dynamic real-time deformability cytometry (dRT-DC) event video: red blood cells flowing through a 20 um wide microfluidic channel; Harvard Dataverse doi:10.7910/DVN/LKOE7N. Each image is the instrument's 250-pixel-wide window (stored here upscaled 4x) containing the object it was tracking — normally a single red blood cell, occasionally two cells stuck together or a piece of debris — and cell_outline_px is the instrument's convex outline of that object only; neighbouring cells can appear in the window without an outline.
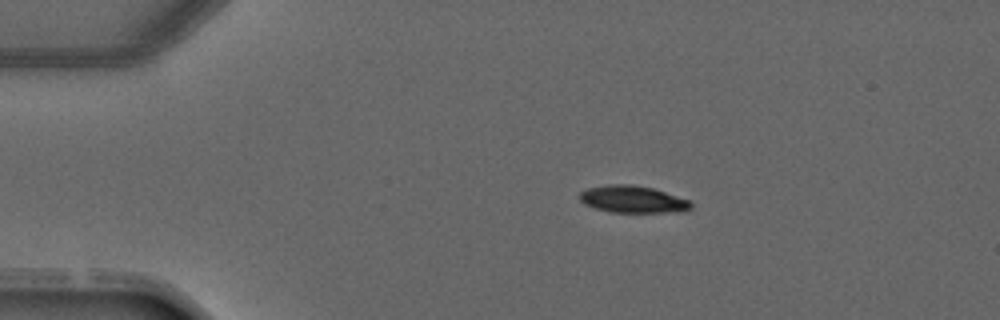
{"species": "common noctule bat (a hibernating species)", "species_latin": "Nyctalus noctula", "temperature_condition": "warm", "stored_images_in_passage": 2, "camera_frame_rate_fps": 3000, "um_per_image_px": 0.085, "animal": {"sex": "male", "forearm_length_mm": 52.5}, "frame": {"image": 1, "passage_image": 1, "time_ms": 0.0, "image_size_px": [1000, 320], "cell_outline_px": [[692, 208], [684, 212], [612, 212], [596, 208], [584, 204], [580, 200], [580, 192], [588, 188], [608, 184], [632, 184], [652, 188], [692, 200]], "centroid_in_image_um": [53.84, 16.94], "position_along_channel_um": 31.2, "area_um2": 17.69}}